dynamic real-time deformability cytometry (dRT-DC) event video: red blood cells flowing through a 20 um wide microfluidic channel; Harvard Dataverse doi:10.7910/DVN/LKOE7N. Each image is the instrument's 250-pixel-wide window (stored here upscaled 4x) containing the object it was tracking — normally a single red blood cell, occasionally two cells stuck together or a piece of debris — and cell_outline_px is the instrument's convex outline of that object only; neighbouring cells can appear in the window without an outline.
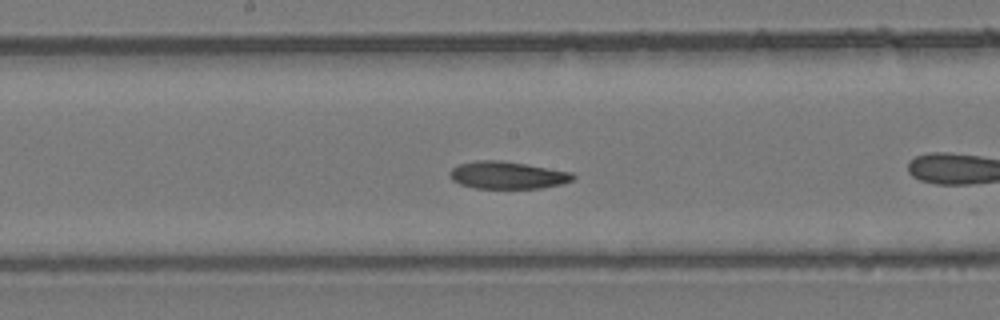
{"species": "common noctule bat (a hibernating species)", "species_latin": "Nyctalus noctula", "temperature_condition": "room temperature", "stored_images_in_passage": 23, "camera_frame_rate_fps": 3000, "um_per_image_px": 0.085, "animal": {"sex": "female", "body_mass_g": 24.6, "forearm_length_mm": 56.2}, "frame": {"image": 1, "passage_image": 10, "time_ms": 3.0, "image_size_px": [1000, 320], "cell_outline_px": [[576, 176], [572, 180], [560, 184], [540, 188], [472, 188], [460, 184], [452, 180], [448, 176], [448, 172], [452, 168], [460, 164], [476, 160], [496, 160], [524, 164], [572, 172]], "centroid_in_image_um": [43.08, 14.89], "position_along_channel_um": 205.1, "area_um2": 19.54}}
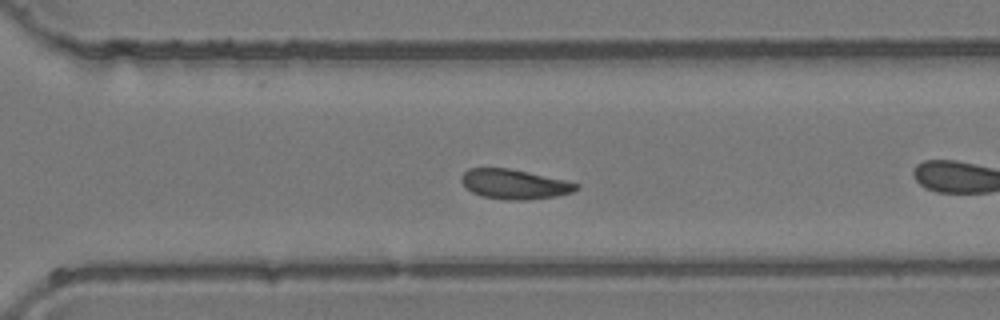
{"frame": {"image": 2, "passage_image": 17, "time_ms": 5.333, "image_size_px": [1000, 320], "cell_outline_px": [[580, 188], [572, 192], [556, 196], [528, 200], [504, 200], [480, 196], [472, 192], [460, 180], [460, 176], [468, 168], [508, 168], [528, 172], [564, 180], [580, 184]], "centroid_in_image_um": [43.72, 15.66], "position_along_channel_um": 326.9, "area_um2": 19.94}}